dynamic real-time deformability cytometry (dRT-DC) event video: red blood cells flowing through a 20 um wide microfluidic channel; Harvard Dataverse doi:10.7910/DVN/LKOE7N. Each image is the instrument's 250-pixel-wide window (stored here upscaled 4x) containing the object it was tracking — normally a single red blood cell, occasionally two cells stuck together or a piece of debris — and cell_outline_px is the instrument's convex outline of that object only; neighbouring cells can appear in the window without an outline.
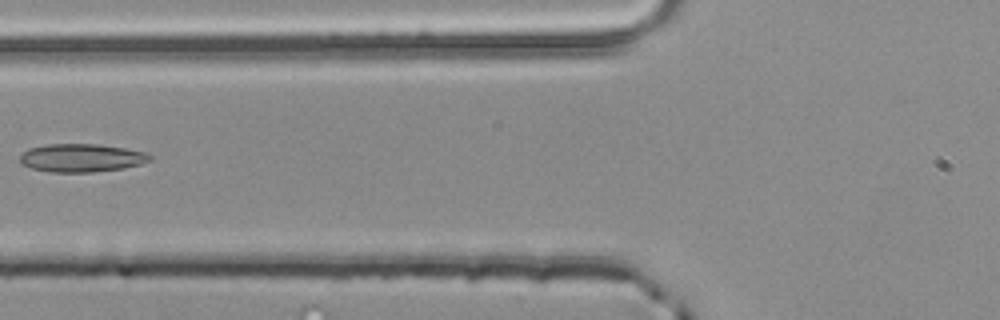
{"species": "common noctule bat (a hibernating species)", "species_latin": "Nyctalus noctula", "temperature_condition": "room temperature", "stored_images_in_passage": 4, "segment_of_instrument_passage": [2, 2], "camera_frame_rate_fps": 3000, "um_per_image_px": 0.085, "animal": {"sex": "male", "body_mass_g": 20.4}, "frame": {"image": 1, "passage_image": 4, "time_ms": 1.0, "image_size_px": [1000, 320], "cell_outline_px": [[152, 160], [140, 164], [120, 168], [92, 172], [52, 172], [32, 168], [24, 164], [20, 160], [20, 156], [28, 148], [48, 144], [96, 144], [124, 148], [148, 152], [152, 156]], "centroid_in_image_um": [6.95, 13.41], "position_along_channel_um": 118.8, "area_um2": 21.15}}